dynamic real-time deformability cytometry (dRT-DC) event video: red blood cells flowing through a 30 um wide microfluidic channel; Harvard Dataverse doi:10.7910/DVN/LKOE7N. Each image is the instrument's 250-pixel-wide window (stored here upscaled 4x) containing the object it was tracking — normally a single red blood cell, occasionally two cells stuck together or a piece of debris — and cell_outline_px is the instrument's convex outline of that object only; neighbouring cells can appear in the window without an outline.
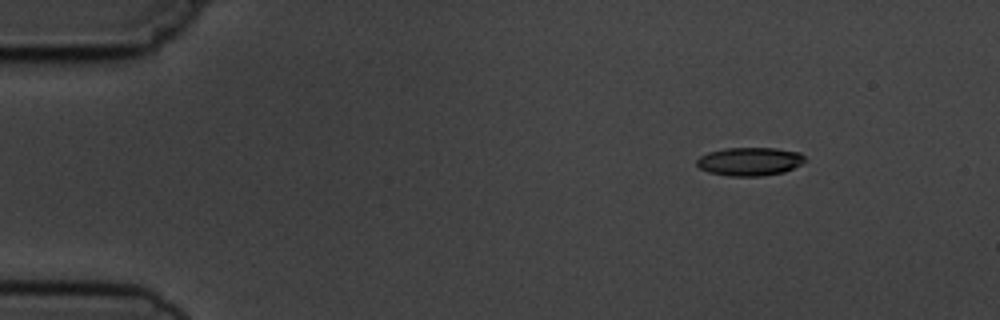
{"species": "common noctule bat (a hibernating species)", "species_latin": "Nyctalus noctula", "temperature_condition": "cold", "stored_images_in_passage": 6, "camera_frame_rate_fps": 3000, "um_per_image_px": 0.085, "animal": {"sex": "male", "body_mass_g": 19.5, "forearm_length_mm": 54.6}, "frame": {"image": 1, "passage_image": 1, "time_ms": 0.0, "image_size_px": [1000, 320], "cell_outline_px": [[804, 160], [800, 164], [784, 172], [760, 176], [728, 176], [708, 172], [700, 168], [696, 164], [696, 160], [700, 156], [708, 152], [724, 148], [776, 148], [800, 152], [804, 156]], "centroid_in_image_um": [63.69, 13.72], "position_along_channel_um": 21.3, "area_um2": 17.86}}
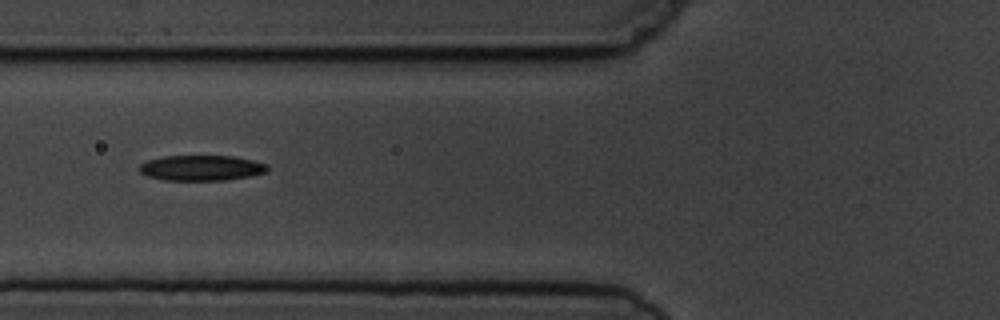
{"frame": {"image": 2, "passage_image": 5, "time_ms": 4.667, "image_size_px": [1000, 320], "cell_outline_px": [[268, 172], [252, 176], [224, 180], [164, 180], [148, 176], [140, 172], [140, 164], [148, 160], [164, 156], [232, 156], [252, 160], [268, 164]], "centroid_in_image_um": [17.16, 14.27], "position_along_channel_um": 108.6, "area_um2": 18.96}}
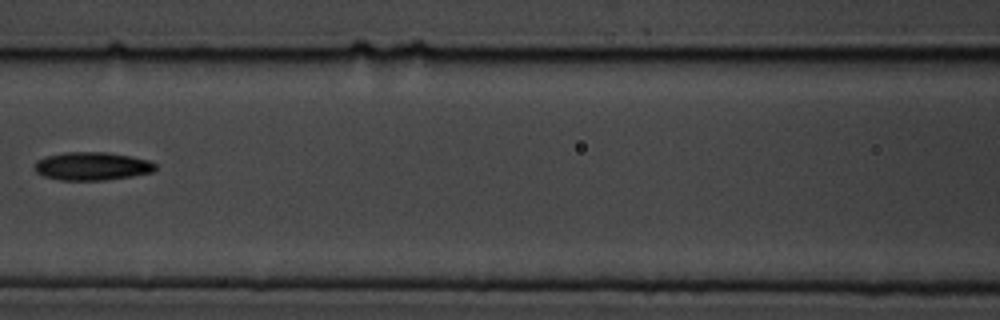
{"frame": {"image": 3, "passage_image": 6, "time_ms": 6.0, "image_size_px": [1000, 320], "cell_outline_px": [[156, 168], [152, 172], [132, 176], [104, 180], [60, 180], [44, 176], [36, 172], [36, 160], [48, 156], [64, 152], [108, 152], [132, 156], [148, 160], [156, 164]], "centroid_in_image_um": [7.85, 14.12], "position_along_channel_um": 158.8, "area_um2": 19.77}}